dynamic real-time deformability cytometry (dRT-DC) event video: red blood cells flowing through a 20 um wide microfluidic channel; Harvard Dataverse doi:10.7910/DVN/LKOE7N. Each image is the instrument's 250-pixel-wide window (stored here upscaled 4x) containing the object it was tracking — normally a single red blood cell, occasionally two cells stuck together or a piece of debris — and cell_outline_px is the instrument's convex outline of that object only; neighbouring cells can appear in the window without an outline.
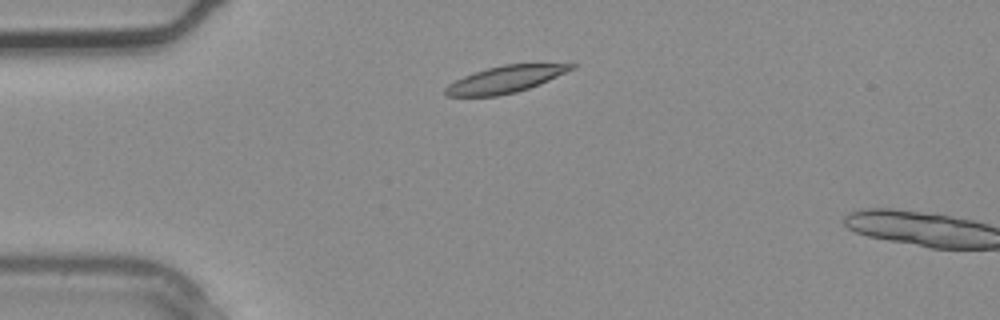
{"species": "common noctule bat (a hibernating species)", "species_latin": "Nyctalus noctula", "temperature_condition": "warm", "stored_images_in_passage": 2, "camera_frame_rate_fps": 3000, "um_per_image_px": 0.085, "animal": {"sex": "male", "body_mass_g": 20.4}, "frame": {"image": 1, "passage_image": 1, "time_ms": 0.0, "image_size_px": [1000, 320], "cell_outline_px": [[576, 68], [540, 84], [516, 92], [496, 96], [448, 96], [444, 92], [444, 88], [448, 84], [464, 76], [488, 68], [504, 64], [576, 64]], "centroid_in_image_um": [42.96, 6.75], "position_along_channel_um": 42.0, "area_um2": 19.48}}